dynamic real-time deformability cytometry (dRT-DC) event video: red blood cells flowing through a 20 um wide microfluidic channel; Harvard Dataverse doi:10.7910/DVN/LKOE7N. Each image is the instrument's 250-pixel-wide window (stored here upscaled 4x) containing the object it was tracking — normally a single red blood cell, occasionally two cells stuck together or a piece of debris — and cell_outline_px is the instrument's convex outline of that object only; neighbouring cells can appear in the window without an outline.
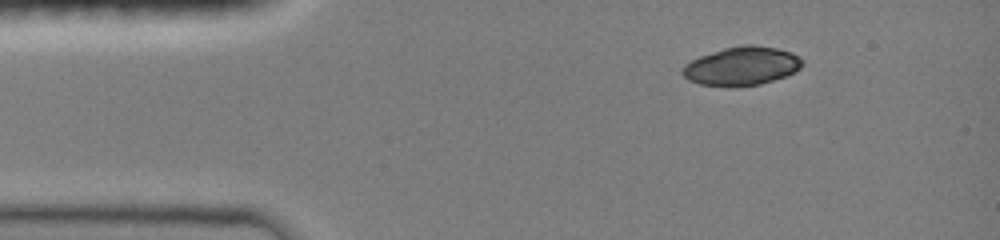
{"species": "common noctule bat (a hibernating species)", "species_latin": "Nyctalus noctula", "temperature_condition": "room temperature", "stored_images_in_passage": 42, "camera_frame_rate_fps": 3000, "um_per_image_px": 0.085, "animal": {"sex": "female", "body_mass_g": 19.0, "forearm_length_mm": 51.5}, "frame": {"image": 1, "passage_image": 1, "time_ms": 0.0, "image_size_px": [1000, 240], "cell_outline_px": [[804, 64], [796, 72], [760, 84], [700, 84], [688, 80], [680, 72], [684, 64], [700, 56], [724, 48], [744, 44], [752, 44], [776, 48], [792, 52], [804, 60]], "centroid_in_image_um": [63.08, 5.57], "position_along_channel_um": 21.9, "area_um2": 26.41}}
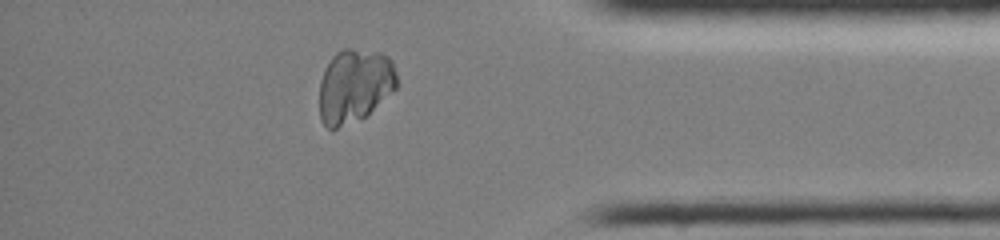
{"frame": {"image": 2, "passage_image": 35, "time_ms": 11.333, "image_size_px": [1000, 240], "cell_outline_px": [[396, 88], [364, 116], [336, 128], [328, 128], [320, 120], [320, 80], [324, 68], [332, 56], [336, 52], [344, 48], [352, 48], [380, 52], [388, 56], [392, 60], [396, 72]], "centroid_in_image_um": [30.12, 7.24], "position_along_channel_um": 405.1, "area_um2": 33.06}}